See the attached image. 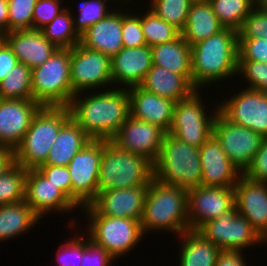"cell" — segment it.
<instances>
[{"instance_id":"1","label":"cell","mask_w":267,"mask_h":266,"mask_svg":"<svg viewBox=\"0 0 267 266\" xmlns=\"http://www.w3.org/2000/svg\"><path fill=\"white\" fill-rule=\"evenodd\" d=\"M68 108L71 118L91 139L110 140L130 116L128 89L112 87L78 93Z\"/></svg>"},{"instance_id":"2","label":"cell","mask_w":267,"mask_h":266,"mask_svg":"<svg viewBox=\"0 0 267 266\" xmlns=\"http://www.w3.org/2000/svg\"><path fill=\"white\" fill-rule=\"evenodd\" d=\"M192 84L197 90L212 83H227L237 75L238 31L225 28L220 33L191 46ZM228 80V81H226Z\"/></svg>"},{"instance_id":"3","label":"cell","mask_w":267,"mask_h":266,"mask_svg":"<svg viewBox=\"0 0 267 266\" xmlns=\"http://www.w3.org/2000/svg\"><path fill=\"white\" fill-rule=\"evenodd\" d=\"M140 223L144 236L150 231H163L177 237L189 230L187 190L153 179L147 188Z\"/></svg>"},{"instance_id":"4","label":"cell","mask_w":267,"mask_h":266,"mask_svg":"<svg viewBox=\"0 0 267 266\" xmlns=\"http://www.w3.org/2000/svg\"><path fill=\"white\" fill-rule=\"evenodd\" d=\"M154 179L166 185L190 190L201 186L199 148L166 133L153 163Z\"/></svg>"},{"instance_id":"5","label":"cell","mask_w":267,"mask_h":266,"mask_svg":"<svg viewBox=\"0 0 267 266\" xmlns=\"http://www.w3.org/2000/svg\"><path fill=\"white\" fill-rule=\"evenodd\" d=\"M154 179L153 163L134 153L118 148L103 139L98 193L111 189L149 186Z\"/></svg>"},{"instance_id":"6","label":"cell","mask_w":267,"mask_h":266,"mask_svg":"<svg viewBox=\"0 0 267 266\" xmlns=\"http://www.w3.org/2000/svg\"><path fill=\"white\" fill-rule=\"evenodd\" d=\"M71 118L68 107L43 106L34 116L30 128L15 150V163L37 169L46 163L60 128Z\"/></svg>"},{"instance_id":"7","label":"cell","mask_w":267,"mask_h":266,"mask_svg":"<svg viewBox=\"0 0 267 266\" xmlns=\"http://www.w3.org/2000/svg\"><path fill=\"white\" fill-rule=\"evenodd\" d=\"M81 210L87 216V236L116 260L132 253L145 237L138 220L100 215L91 205Z\"/></svg>"},{"instance_id":"8","label":"cell","mask_w":267,"mask_h":266,"mask_svg":"<svg viewBox=\"0 0 267 266\" xmlns=\"http://www.w3.org/2000/svg\"><path fill=\"white\" fill-rule=\"evenodd\" d=\"M71 49L58 48L32 69V99L42 106L68 107L74 94L70 74Z\"/></svg>"},{"instance_id":"9","label":"cell","mask_w":267,"mask_h":266,"mask_svg":"<svg viewBox=\"0 0 267 266\" xmlns=\"http://www.w3.org/2000/svg\"><path fill=\"white\" fill-rule=\"evenodd\" d=\"M201 91L196 90L188 98L175 102L173 120L168 131L179 140L197 148L213 135V123L219 112L218 104L212 106V111H208L209 106L202 102Z\"/></svg>"},{"instance_id":"10","label":"cell","mask_w":267,"mask_h":266,"mask_svg":"<svg viewBox=\"0 0 267 266\" xmlns=\"http://www.w3.org/2000/svg\"><path fill=\"white\" fill-rule=\"evenodd\" d=\"M197 231L224 251L245 252L244 250H248L250 246L253 248L265 243L267 245L249 221L235 208L217 219L206 222Z\"/></svg>"},{"instance_id":"11","label":"cell","mask_w":267,"mask_h":266,"mask_svg":"<svg viewBox=\"0 0 267 266\" xmlns=\"http://www.w3.org/2000/svg\"><path fill=\"white\" fill-rule=\"evenodd\" d=\"M70 74L74 95L113 87L111 58L80 43L71 48Z\"/></svg>"},{"instance_id":"12","label":"cell","mask_w":267,"mask_h":266,"mask_svg":"<svg viewBox=\"0 0 267 266\" xmlns=\"http://www.w3.org/2000/svg\"><path fill=\"white\" fill-rule=\"evenodd\" d=\"M102 155L103 139H92L67 166L72 180V202L80 208L79 210L90 205L98 195Z\"/></svg>"},{"instance_id":"13","label":"cell","mask_w":267,"mask_h":266,"mask_svg":"<svg viewBox=\"0 0 267 266\" xmlns=\"http://www.w3.org/2000/svg\"><path fill=\"white\" fill-rule=\"evenodd\" d=\"M213 136L241 173L250 165L264 139L253 130L227 120L220 112L213 123Z\"/></svg>"},{"instance_id":"14","label":"cell","mask_w":267,"mask_h":266,"mask_svg":"<svg viewBox=\"0 0 267 266\" xmlns=\"http://www.w3.org/2000/svg\"><path fill=\"white\" fill-rule=\"evenodd\" d=\"M218 104L227 120L267 138V92L242 88Z\"/></svg>"},{"instance_id":"15","label":"cell","mask_w":267,"mask_h":266,"mask_svg":"<svg viewBox=\"0 0 267 266\" xmlns=\"http://www.w3.org/2000/svg\"><path fill=\"white\" fill-rule=\"evenodd\" d=\"M189 229L198 230L235 208L234 187L199 186L187 191Z\"/></svg>"},{"instance_id":"16","label":"cell","mask_w":267,"mask_h":266,"mask_svg":"<svg viewBox=\"0 0 267 266\" xmlns=\"http://www.w3.org/2000/svg\"><path fill=\"white\" fill-rule=\"evenodd\" d=\"M166 132L159 126L131 115L110 139L118 148L140 155L152 163L156 160Z\"/></svg>"},{"instance_id":"17","label":"cell","mask_w":267,"mask_h":266,"mask_svg":"<svg viewBox=\"0 0 267 266\" xmlns=\"http://www.w3.org/2000/svg\"><path fill=\"white\" fill-rule=\"evenodd\" d=\"M26 203L43 219L54 211L70 213L78 207L37 169H29L25 181ZM77 208V209H76Z\"/></svg>"},{"instance_id":"18","label":"cell","mask_w":267,"mask_h":266,"mask_svg":"<svg viewBox=\"0 0 267 266\" xmlns=\"http://www.w3.org/2000/svg\"><path fill=\"white\" fill-rule=\"evenodd\" d=\"M42 107L33 99L0 98V146L15 149Z\"/></svg>"},{"instance_id":"19","label":"cell","mask_w":267,"mask_h":266,"mask_svg":"<svg viewBox=\"0 0 267 266\" xmlns=\"http://www.w3.org/2000/svg\"><path fill=\"white\" fill-rule=\"evenodd\" d=\"M235 209L267 242V183L241 175L234 186Z\"/></svg>"},{"instance_id":"20","label":"cell","mask_w":267,"mask_h":266,"mask_svg":"<svg viewBox=\"0 0 267 266\" xmlns=\"http://www.w3.org/2000/svg\"><path fill=\"white\" fill-rule=\"evenodd\" d=\"M152 65V51L148 45L123 47L111 58L113 87L128 89L140 86Z\"/></svg>"},{"instance_id":"21","label":"cell","mask_w":267,"mask_h":266,"mask_svg":"<svg viewBox=\"0 0 267 266\" xmlns=\"http://www.w3.org/2000/svg\"><path fill=\"white\" fill-rule=\"evenodd\" d=\"M202 168L201 185L211 187H234L242 173L231 162L212 135L200 147Z\"/></svg>"},{"instance_id":"22","label":"cell","mask_w":267,"mask_h":266,"mask_svg":"<svg viewBox=\"0 0 267 266\" xmlns=\"http://www.w3.org/2000/svg\"><path fill=\"white\" fill-rule=\"evenodd\" d=\"M147 188L140 186L101 191L90 205L100 215L141 221Z\"/></svg>"},{"instance_id":"23","label":"cell","mask_w":267,"mask_h":266,"mask_svg":"<svg viewBox=\"0 0 267 266\" xmlns=\"http://www.w3.org/2000/svg\"><path fill=\"white\" fill-rule=\"evenodd\" d=\"M130 98V115L138 120L154 124L168 133L175 102L149 92L141 86L128 88Z\"/></svg>"},{"instance_id":"24","label":"cell","mask_w":267,"mask_h":266,"mask_svg":"<svg viewBox=\"0 0 267 266\" xmlns=\"http://www.w3.org/2000/svg\"><path fill=\"white\" fill-rule=\"evenodd\" d=\"M110 12L106 17L90 26L80 35V44L88 49L100 51L112 58L123 47L122 7ZM119 9V10H118Z\"/></svg>"},{"instance_id":"25","label":"cell","mask_w":267,"mask_h":266,"mask_svg":"<svg viewBox=\"0 0 267 266\" xmlns=\"http://www.w3.org/2000/svg\"><path fill=\"white\" fill-rule=\"evenodd\" d=\"M3 36L18 61L30 69L44 64L58 49L37 29L12 31Z\"/></svg>"},{"instance_id":"26","label":"cell","mask_w":267,"mask_h":266,"mask_svg":"<svg viewBox=\"0 0 267 266\" xmlns=\"http://www.w3.org/2000/svg\"><path fill=\"white\" fill-rule=\"evenodd\" d=\"M140 86L174 102L188 98L197 90L185 76L157 65H152Z\"/></svg>"},{"instance_id":"27","label":"cell","mask_w":267,"mask_h":266,"mask_svg":"<svg viewBox=\"0 0 267 266\" xmlns=\"http://www.w3.org/2000/svg\"><path fill=\"white\" fill-rule=\"evenodd\" d=\"M92 139L70 118L59 130L43 165L68 166L72 158Z\"/></svg>"},{"instance_id":"28","label":"cell","mask_w":267,"mask_h":266,"mask_svg":"<svg viewBox=\"0 0 267 266\" xmlns=\"http://www.w3.org/2000/svg\"><path fill=\"white\" fill-rule=\"evenodd\" d=\"M180 237V238H179ZM180 239L178 266H215L221 250L197 230H187Z\"/></svg>"},{"instance_id":"29","label":"cell","mask_w":267,"mask_h":266,"mask_svg":"<svg viewBox=\"0 0 267 266\" xmlns=\"http://www.w3.org/2000/svg\"><path fill=\"white\" fill-rule=\"evenodd\" d=\"M150 48L153 65L181 74L192 83L191 46L181 35L174 41Z\"/></svg>"},{"instance_id":"30","label":"cell","mask_w":267,"mask_h":266,"mask_svg":"<svg viewBox=\"0 0 267 266\" xmlns=\"http://www.w3.org/2000/svg\"><path fill=\"white\" fill-rule=\"evenodd\" d=\"M210 2L192 3L181 36L190 45L214 36L224 30Z\"/></svg>"},{"instance_id":"31","label":"cell","mask_w":267,"mask_h":266,"mask_svg":"<svg viewBox=\"0 0 267 266\" xmlns=\"http://www.w3.org/2000/svg\"><path fill=\"white\" fill-rule=\"evenodd\" d=\"M40 221L41 218L25 200L2 205L0 206V241L24 236Z\"/></svg>"},{"instance_id":"32","label":"cell","mask_w":267,"mask_h":266,"mask_svg":"<svg viewBox=\"0 0 267 266\" xmlns=\"http://www.w3.org/2000/svg\"><path fill=\"white\" fill-rule=\"evenodd\" d=\"M68 7L50 23L40 29L44 37L60 49H71L80 43V35L74 29L73 16Z\"/></svg>"},{"instance_id":"33","label":"cell","mask_w":267,"mask_h":266,"mask_svg":"<svg viewBox=\"0 0 267 266\" xmlns=\"http://www.w3.org/2000/svg\"><path fill=\"white\" fill-rule=\"evenodd\" d=\"M214 13L224 28L238 31L257 0H210Z\"/></svg>"},{"instance_id":"34","label":"cell","mask_w":267,"mask_h":266,"mask_svg":"<svg viewBox=\"0 0 267 266\" xmlns=\"http://www.w3.org/2000/svg\"><path fill=\"white\" fill-rule=\"evenodd\" d=\"M32 69L18 62L0 82L1 99H32Z\"/></svg>"},{"instance_id":"35","label":"cell","mask_w":267,"mask_h":266,"mask_svg":"<svg viewBox=\"0 0 267 266\" xmlns=\"http://www.w3.org/2000/svg\"><path fill=\"white\" fill-rule=\"evenodd\" d=\"M146 9L148 10L141 14V26L146 45L152 47L171 42L181 35L177 28L158 17L153 10L147 6Z\"/></svg>"},{"instance_id":"36","label":"cell","mask_w":267,"mask_h":266,"mask_svg":"<svg viewBox=\"0 0 267 266\" xmlns=\"http://www.w3.org/2000/svg\"><path fill=\"white\" fill-rule=\"evenodd\" d=\"M148 3V7L158 17L180 32L184 29L192 5L191 0H149Z\"/></svg>"},{"instance_id":"37","label":"cell","mask_w":267,"mask_h":266,"mask_svg":"<svg viewBox=\"0 0 267 266\" xmlns=\"http://www.w3.org/2000/svg\"><path fill=\"white\" fill-rule=\"evenodd\" d=\"M26 174L25 168L15 164L0 175V206L24 200Z\"/></svg>"},{"instance_id":"38","label":"cell","mask_w":267,"mask_h":266,"mask_svg":"<svg viewBox=\"0 0 267 266\" xmlns=\"http://www.w3.org/2000/svg\"><path fill=\"white\" fill-rule=\"evenodd\" d=\"M80 1L78 13L76 12L77 15L75 17L73 16L74 29L79 35L114 10V7L107 6L110 0Z\"/></svg>"},{"instance_id":"39","label":"cell","mask_w":267,"mask_h":266,"mask_svg":"<svg viewBox=\"0 0 267 266\" xmlns=\"http://www.w3.org/2000/svg\"><path fill=\"white\" fill-rule=\"evenodd\" d=\"M237 77L246 81L244 88L267 92V63L238 60Z\"/></svg>"},{"instance_id":"40","label":"cell","mask_w":267,"mask_h":266,"mask_svg":"<svg viewBox=\"0 0 267 266\" xmlns=\"http://www.w3.org/2000/svg\"><path fill=\"white\" fill-rule=\"evenodd\" d=\"M37 0H8V32L32 29Z\"/></svg>"},{"instance_id":"41","label":"cell","mask_w":267,"mask_h":266,"mask_svg":"<svg viewBox=\"0 0 267 266\" xmlns=\"http://www.w3.org/2000/svg\"><path fill=\"white\" fill-rule=\"evenodd\" d=\"M76 232L73 234V237L68 241L61 243L58 247L56 266H80L82 260V252L86 248V234L82 236L81 232ZM80 234V235H79ZM54 265V266H55Z\"/></svg>"},{"instance_id":"42","label":"cell","mask_w":267,"mask_h":266,"mask_svg":"<svg viewBox=\"0 0 267 266\" xmlns=\"http://www.w3.org/2000/svg\"><path fill=\"white\" fill-rule=\"evenodd\" d=\"M122 10V42L124 47H141L146 45L141 26V13L130 10L126 7ZM137 13V14H136Z\"/></svg>"},{"instance_id":"43","label":"cell","mask_w":267,"mask_h":266,"mask_svg":"<svg viewBox=\"0 0 267 266\" xmlns=\"http://www.w3.org/2000/svg\"><path fill=\"white\" fill-rule=\"evenodd\" d=\"M267 38V11L256 5L238 30V39Z\"/></svg>"},{"instance_id":"44","label":"cell","mask_w":267,"mask_h":266,"mask_svg":"<svg viewBox=\"0 0 267 266\" xmlns=\"http://www.w3.org/2000/svg\"><path fill=\"white\" fill-rule=\"evenodd\" d=\"M64 1L65 0H37L33 10L32 29L40 30L63 12L67 8L63 7Z\"/></svg>"},{"instance_id":"45","label":"cell","mask_w":267,"mask_h":266,"mask_svg":"<svg viewBox=\"0 0 267 266\" xmlns=\"http://www.w3.org/2000/svg\"><path fill=\"white\" fill-rule=\"evenodd\" d=\"M37 170L72 201V180L67 166L41 165Z\"/></svg>"},{"instance_id":"46","label":"cell","mask_w":267,"mask_h":266,"mask_svg":"<svg viewBox=\"0 0 267 266\" xmlns=\"http://www.w3.org/2000/svg\"><path fill=\"white\" fill-rule=\"evenodd\" d=\"M238 60L267 63V38L238 39Z\"/></svg>"},{"instance_id":"47","label":"cell","mask_w":267,"mask_h":266,"mask_svg":"<svg viewBox=\"0 0 267 266\" xmlns=\"http://www.w3.org/2000/svg\"><path fill=\"white\" fill-rule=\"evenodd\" d=\"M247 179L267 183V138H264L250 165L242 173Z\"/></svg>"},{"instance_id":"48","label":"cell","mask_w":267,"mask_h":266,"mask_svg":"<svg viewBox=\"0 0 267 266\" xmlns=\"http://www.w3.org/2000/svg\"><path fill=\"white\" fill-rule=\"evenodd\" d=\"M80 266H112L115 260L103 247L96 245L86 235V248Z\"/></svg>"},{"instance_id":"49","label":"cell","mask_w":267,"mask_h":266,"mask_svg":"<svg viewBox=\"0 0 267 266\" xmlns=\"http://www.w3.org/2000/svg\"><path fill=\"white\" fill-rule=\"evenodd\" d=\"M18 59L8 44L3 41L0 44V82L18 63Z\"/></svg>"},{"instance_id":"50","label":"cell","mask_w":267,"mask_h":266,"mask_svg":"<svg viewBox=\"0 0 267 266\" xmlns=\"http://www.w3.org/2000/svg\"><path fill=\"white\" fill-rule=\"evenodd\" d=\"M244 254V252L221 250L215 266H247Z\"/></svg>"},{"instance_id":"51","label":"cell","mask_w":267,"mask_h":266,"mask_svg":"<svg viewBox=\"0 0 267 266\" xmlns=\"http://www.w3.org/2000/svg\"><path fill=\"white\" fill-rule=\"evenodd\" d=\"M15 150L0 146V175H3L15 165Z\"/></svg>"},{"instance_id":"52","label":"cell","mask_w":267,"mask_h":266,"mask_svg":"<svg viewBox=\"0 0 267 266\" xmlns=\"http://www.w3.org/2000/svg\"><path fill=\"white\" fill-rule=\"evenodd\" d=\"M8 33V0H0V34Z\"/></svg>"},{"instance_id":"53","label":"cell","mask_w":267,"mask_h":266,"mask_svg":"<svg viewBox=\"0 0 267 266\" xmlns=\"http://www.w3.org/2000/svg\"><path fill=\"white\" fill-rule=\"evenodd\" d=\"M257 5H258L261 9L267 11V0H257Z\"/></svg>"},{"instance_id":"54","label":"cell","mask_w":267,"mask_h":266,"mask_svg":"<svg viewBox=\"0 0 267 266\" xmlns=\"http://www.w3.org/2000/svg\"><path fill=\"white\" fill-rule=\"evenodd\" d=\"M110 1H115V2H116V1L118 2V1H119V2L117 3V6H119L118 4L120 3V4L122 5L121 7H123V4L129 6L128 4H129V3H132V0H110ZM120 1H121V2H120ZM130 1H131V2H130ZM127 2H128V3H127Z\"/></svg>"},{"instance_id":"55","label":"cell","mask_w":267,"mask_h":266,"mask_svg":"<svg viewBox=\"0 0 267 266\" xmlns=\"http://www.w3.org/2000/svg\"><path fill=\"white\" fill-rule=\"evenodd\" d=\"M192 3H207L210 2V0H191Z\"/></svg>"},{"instance_id":"56","label":"cell","mask_w":267,"mask_h":266,"mask_svg":"<svg viewBox=\"0 0 267 266\" xmlns=\"http://www.w3.org/2000/svg\"><path fill=\"white\" fill-rule=\"evenodd\" d=\"M4 41V36L0 34V44Z\"/></svg>"}]
</instances>
